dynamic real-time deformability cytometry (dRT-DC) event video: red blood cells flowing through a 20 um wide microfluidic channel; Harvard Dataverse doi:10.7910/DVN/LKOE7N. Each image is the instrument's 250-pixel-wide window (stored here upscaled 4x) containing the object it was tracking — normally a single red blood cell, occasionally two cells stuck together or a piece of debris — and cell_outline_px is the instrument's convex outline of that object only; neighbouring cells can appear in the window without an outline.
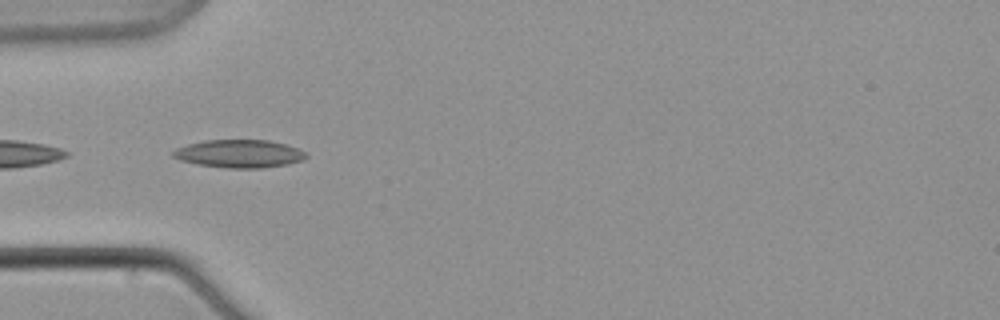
{"species": "common noctule bat (a hibernating species)", "species_latin": "Nyctalus noctula", "temperature_condition": "warm", "stored_images_in_passage": 8, "camera_frame_rate_fps": 3000, "um_per_image_px": 0.085, "animal": {"sex": "male", "body_mass_g": 21.5, "forearm_length_mm": 52.0}, "frame": {"image": 1, "passage_image": 7, "time_ms": 8.0, "image_size_px": [1000, 320], "cell_outline_px": [[308, 156], [304, 160], [288, 164], [260, 168], [228, 168], [196, 164], [180, 160], [172, 156], [172, 152], [176, 148], [188, 144], [204, 140], [268, 140], [284, 144], [296, 148], [304, 152]], "centroid_in_image_um": [20.32, 13.07], "position_along_channel_um": 64.7, "area_um2": 21.62}}
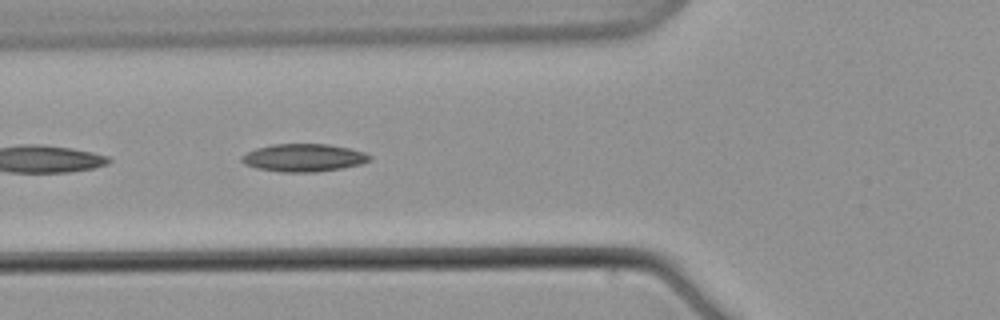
{"frame": {"image": 2, "passage_image": 8, "time_ms": 9.333, "image_size_px": [1000, 320], "cell_outline_px": [[372, 160], [360, 164], [340, 168], [316, 172], [280, 172], [256, 168], [244, 164], [240, 160], [240, 156], [256, 148], [272, 144], [328, 144], [348, 148], [364, 152], [372, 156]], "centroid_in_image_um": [25.79, 13.41], "position_along_channel_um": 100.0, "area_um2": 20.75}}